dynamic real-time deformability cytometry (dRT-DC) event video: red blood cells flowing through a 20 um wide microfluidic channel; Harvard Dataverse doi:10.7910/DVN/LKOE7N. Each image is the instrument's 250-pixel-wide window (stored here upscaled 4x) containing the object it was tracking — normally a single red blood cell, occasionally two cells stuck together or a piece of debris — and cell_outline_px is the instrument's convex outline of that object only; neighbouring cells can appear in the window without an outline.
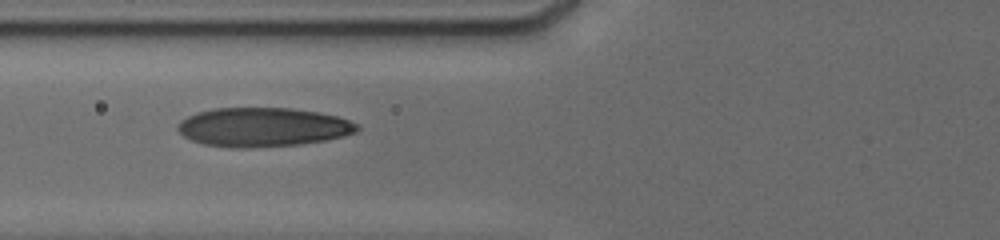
{"species": "human", "species_latin": "Homo sapiens", "temperature_condition": "cold", "stored_images_in_passage": 12, "camera_frame_rate_fps": 3000, "um_per_image_px": 0.085, "donor": {"sex": "male"}, "frame": {"image": 1, "passage_image": 9, "time_ms": 5.0, "image_size_px": [1000, 240], "cell_outline_px": [[360, 128], [356, 132], [344, 136], [328, 140], [300, 144], [248, 148], [228, 148], [204, 144], [192, 140], [184, 136], [176, 128], [176, 124], [180, 120], [196, 112], [212, 108], [292, 108], [316, 112], [336, 116], [348, 120], [356, 124]], "centroid_in_image_um": [22.31, 10.81], "position_along_channel_um": 103.5, "area_um2": 40.98}}
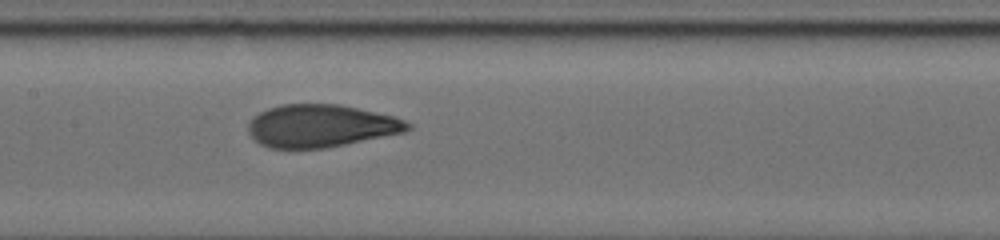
{"frame": {"image": 2, "passage_image": 12, "time_ms": 7.0, "image_size_px": [1000, 240], "cell_outline_px": [[412, 128], [404, 132], [324, 148], [268, 148], [260, 144], [248, 132], [248, 124], [260, 112], [268, 108], [280, 104], [340, 104], [392, 116], [404, 120], [412, 124]], "centroid_in_image_um": [27.26, 10.69], "position_along_channel_um": 180.1, "area_um2": 39.25}}